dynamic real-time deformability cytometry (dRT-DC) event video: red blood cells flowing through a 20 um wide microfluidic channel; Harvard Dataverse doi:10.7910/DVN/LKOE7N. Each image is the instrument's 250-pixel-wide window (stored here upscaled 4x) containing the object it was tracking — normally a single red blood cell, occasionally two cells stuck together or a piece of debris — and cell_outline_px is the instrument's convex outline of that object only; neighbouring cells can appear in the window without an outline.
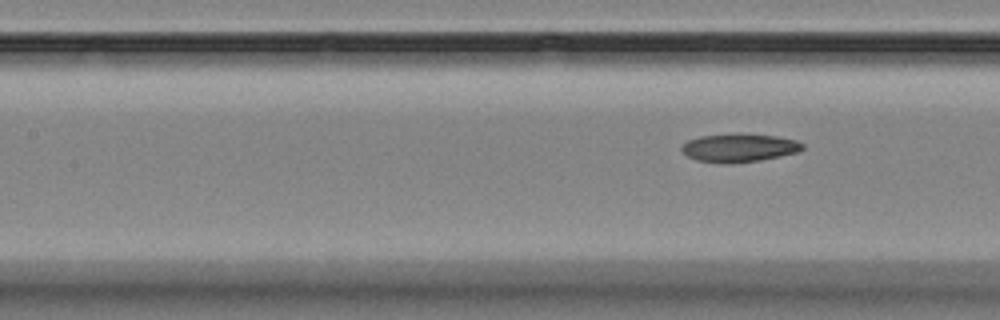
{"species": "Egyptian fruit bat (a non-hibernating species)", "species_latin": "Rousettus aegyptiacus", "temperature_condition": "room temperature", "stored_images_in_passage": 10, "camera_frame_rate_fps": 3000, "um_per_image_px": 0.085, "animal": {"sex": "female"}, "frame": {"image": 1, "passage_image": 10, "time_ms": 10.333, "image_size_px": [1000, 320], "cell_outline_px": [[804, 148], [800, 152], [760, 160], [732, 164], [720, 164], [696, 160], [688, 156], [680, 148], [688, 140], [700, 136], [740, 132], [776, 136], [796, 140], [804, 144]], "centroid_in_image_um": [62.85, 12.56], "position_along_channel_um": 144.6, "area_um2": 20.4}}